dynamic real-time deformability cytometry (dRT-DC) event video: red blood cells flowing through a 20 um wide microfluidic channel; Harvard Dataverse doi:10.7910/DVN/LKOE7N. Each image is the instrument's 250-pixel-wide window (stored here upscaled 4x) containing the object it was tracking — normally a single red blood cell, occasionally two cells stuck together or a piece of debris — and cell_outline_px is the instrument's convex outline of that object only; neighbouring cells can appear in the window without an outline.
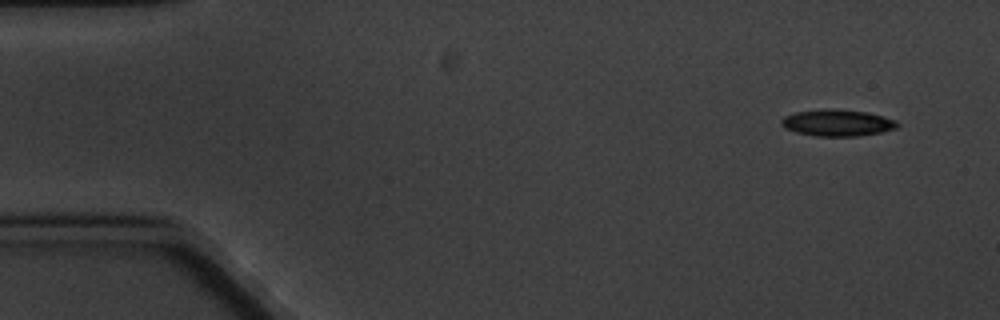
{"species": "common noctule bat (a hibernating species)", "species_latin": "Nyctalus noctula", "temperature_condition": "cold", "stored_images_in_passage": 6, "camera_frame_rate_fps": 3000, "um_per_image_px": 0.085, "animal": {"sex": "male", "body_mass_g": 20.1, "forearm_length_mm": 53.5}, "frame": {"image": 1, "passage_image": 1, "time_ms": 0.0, "image_size_px": [1000, 320], "cell_outline_px": [[900, 124], [896, 128], [880, 132], [856, 136], [816, 136], [796, 132], [784, 128], [780, 124], [780, 120], [784, 116], [796, 112], [824, 108], [836, 108], [868, 112], [896, 120]], "centroid_in_image_um": [71.15, 10.42], "position_along_channel_um": 13.9, "area_um2": 18.15}}
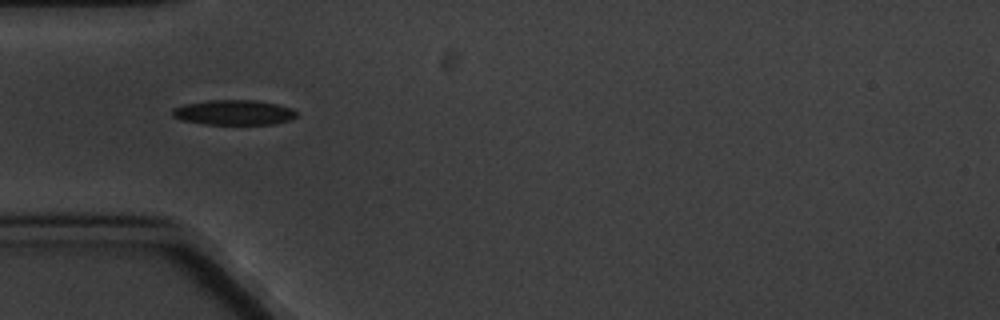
{"frame": {"image": 2, "passage_image": 5, "time_ms": 4.667, "image_size_px": [1000, 320], "cell_outline_px": [[296, 116], [288, 120], [272, 124], [204, 124], [180, 120], [172, 116], [172, 108], [184, 104], [208, 100], [256, 100], [276, 104], [292, 108], [296, 112]], "centroid_in_image_um": [19.82, 9.55], "position_along_channel_um": 65.2, "area_um2": 18.09}}